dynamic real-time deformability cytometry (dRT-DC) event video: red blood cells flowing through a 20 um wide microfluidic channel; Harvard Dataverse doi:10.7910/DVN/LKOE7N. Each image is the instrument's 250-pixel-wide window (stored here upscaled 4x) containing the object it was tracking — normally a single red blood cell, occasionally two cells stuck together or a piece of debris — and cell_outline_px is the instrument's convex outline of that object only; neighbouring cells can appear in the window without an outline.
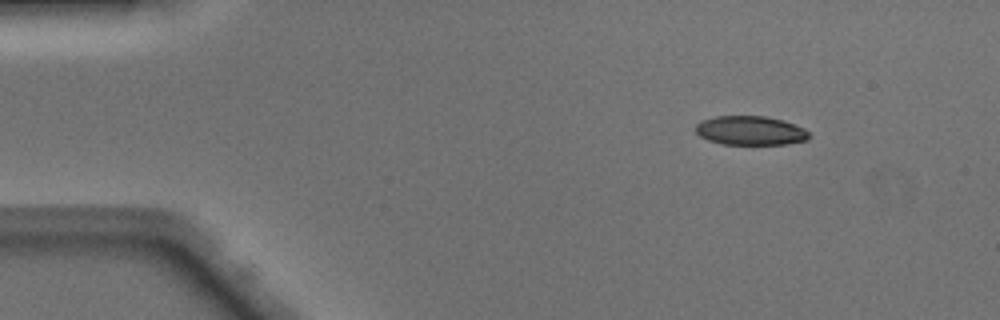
{"species": "Egyptian fruit bat (a non-hibernating species)", "species_latin": "Rousettus aegyptiacus", "temperature_condition": "warm", "stored_images_in_passage": 43, "camera_frame_rate_fps": 3000, "um_per_image_px": 0.085, "animal": {"sex": "male"}, "frame": {"image": 1, "passage_image": 1, "time_ms": 0.0, "image_size_px": [1000, 320], "cell_outline_px": [[808, 140], [788, 144], [720, 144], [708, 140], [700, 136], [696, 132], [696, 124], [700, 120], [716, 116], [764, 116], [784, 120], [804, 128], [808, 132]], "centroid_in_image_um": [63.77, 11.1], "position_along_channel_um": 21.2, "area_um2": 19.31}}
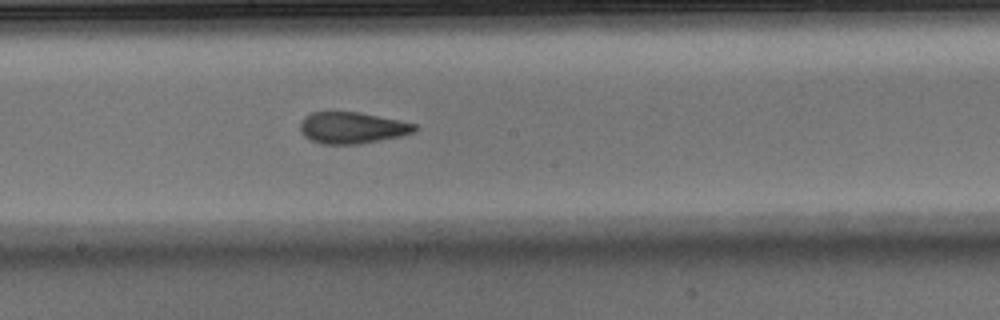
{"frame": {"image": 2, "passage_image": 21, "time_ms": 6.667, "image_size_px": [1000, 320], "cell_outline_px": [[416, 132], [400, 136], [360, 144], [320, 144], [304, 136], [300, 132], [300, 120], [304, 116], [312, 112], [360, 112], [400, 120], [416, 124]], "centroid_in_image_um": [29.91, 10.86], "position_along_channel_um": 218.3, "area_um2": 21.15}}
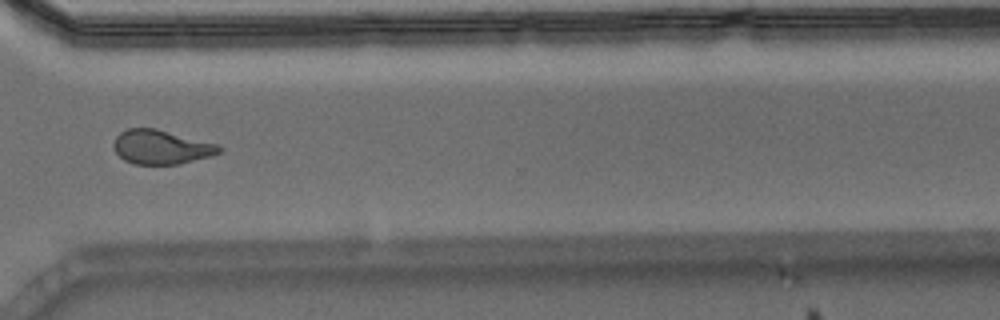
{"frame": {"image": 3, "passage_image": 31, "time_ms": 10.0, "image_size_px": [1000, 320], "cell_outline_px": [[224, 148], [220, 152], [208, 156], [180, 164], [136, 164], [124, 160], [116, 152], [112, 144], [116, 136], [120, 132], [128, 128], [156, 128], [220, 144]], "centroid_in_image_um": [13.71, 12.48], "position_along_channel_um": 356.9, "area_um2": 21.1}}